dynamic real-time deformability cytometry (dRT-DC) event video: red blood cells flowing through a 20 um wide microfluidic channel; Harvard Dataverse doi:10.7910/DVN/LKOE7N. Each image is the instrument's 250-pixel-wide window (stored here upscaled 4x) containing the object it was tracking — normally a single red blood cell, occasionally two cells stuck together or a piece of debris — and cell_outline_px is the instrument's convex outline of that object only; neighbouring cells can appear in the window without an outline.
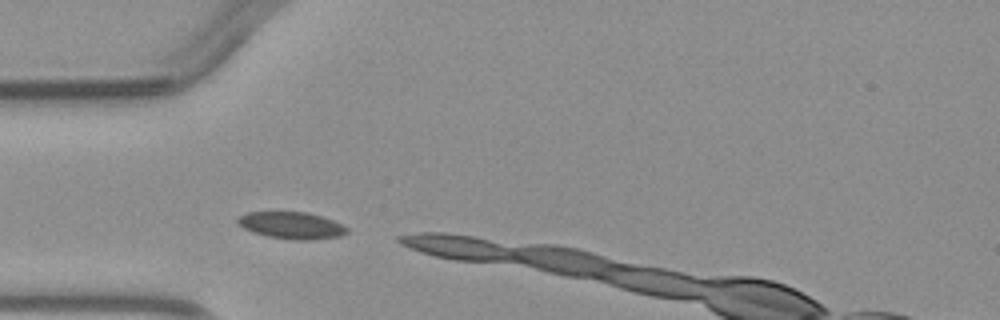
{"species": "common noctule bat (a hibernating species)", "species_latin": "Nyctalus noctula", "temperature_condition": "warm", "stored_images_in_passage": 3, "camera_frame_rate_fps": 3000, "um_per_image_px": 0.085, "animal": {"sex": "male", "body_mass_g": 23.1, "forearm_length_mm": 52.7}, "frame": {"image": 1, "passage_image": 1, "time_ms": 0.0, "image_size_px": [1000, 320], "cell_outline_px": [[348, 232], [340, 236], [308, 240], [296, 240], [268, 236], [252, 232], [244, 228], [236, 220], [240, 216], [248, 212], [308, 212], [332, 220], [348, 228]], "centroid_in_image_um": [24.78, 19.16], "position_along_channel_um": 60.2, "area_um2": 16.88}}